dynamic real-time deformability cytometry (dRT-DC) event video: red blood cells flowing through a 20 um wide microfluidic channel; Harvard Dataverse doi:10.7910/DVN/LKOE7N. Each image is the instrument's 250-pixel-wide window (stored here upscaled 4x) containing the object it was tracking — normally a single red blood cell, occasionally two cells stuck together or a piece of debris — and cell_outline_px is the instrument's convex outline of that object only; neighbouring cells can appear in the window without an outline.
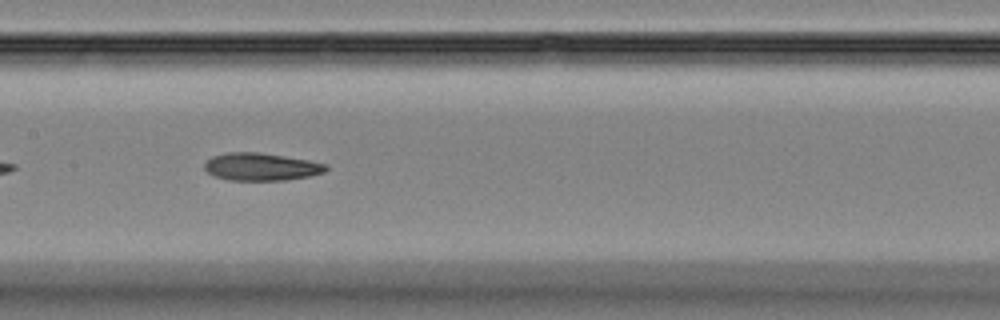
{"species": "Egyptian fruit bat (a non-hibernating species)", "species_latin": "Rousettus aegyptiacus", "temperature_condition": "room temperature", "stored_images_in_passage": 22, "camera_frame_rate_fps": 3000, "um_per_image_px": 0.085, "animal": {"sex": "female"}, "frame": {"image": 1, "passage_image": 10, "time_ms": 3.0, "image_size_px": [1000, 320], "cell_outline_px": [[328, 168], [324, 172], [308, 176], [284, 180], [228, 180], [216, 176], [208, 172], [204, 168], [204, 164], [212, 156], [228, 152], [260, 152], [308, 160], [328, 164]], "centroid_in_image_um": [22.2, 14.17], "position_along_channel_um": 185.2, "area_um2": 19.42}}
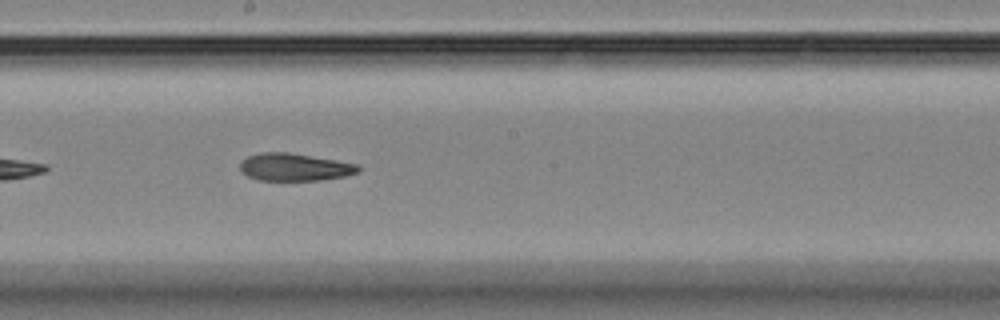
{"frame": {"image": 2, "passage_image": 13, "time_ms": 4.0, "image_size_px": [1000, 320], "cell_outline_px": [[360, 172], [344, 176], [320, 180], [256, 180], [240, 172], [240, 160], [248, 156], [260, 152], [288, 152], [360, 164]], "centroid_in_image_um": [25.02, 14.2], "position_along_channel_um": 223.2, "area_um2": 19.13}}
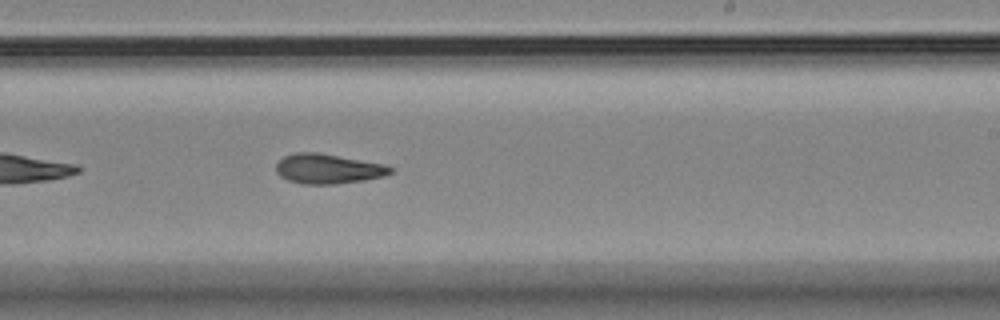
{"frame": {"image": 3, "passage_image": 16, "time_ms": 5.0, "image_size_px": [1000, 320], "cell_outline_px": [[392, 172], [384, 176], [364, 180], [336, 184], [304, 184], [288, 180], [280, 176], [276, 172], [276, 164], [284, 156], [296, 152], [316, 152], [384, 164], [392, 168]], "centroid_in_image_um": [27.86, 14.35], "position_along_channel_um": 261.1, "area_um2": 19.71}}